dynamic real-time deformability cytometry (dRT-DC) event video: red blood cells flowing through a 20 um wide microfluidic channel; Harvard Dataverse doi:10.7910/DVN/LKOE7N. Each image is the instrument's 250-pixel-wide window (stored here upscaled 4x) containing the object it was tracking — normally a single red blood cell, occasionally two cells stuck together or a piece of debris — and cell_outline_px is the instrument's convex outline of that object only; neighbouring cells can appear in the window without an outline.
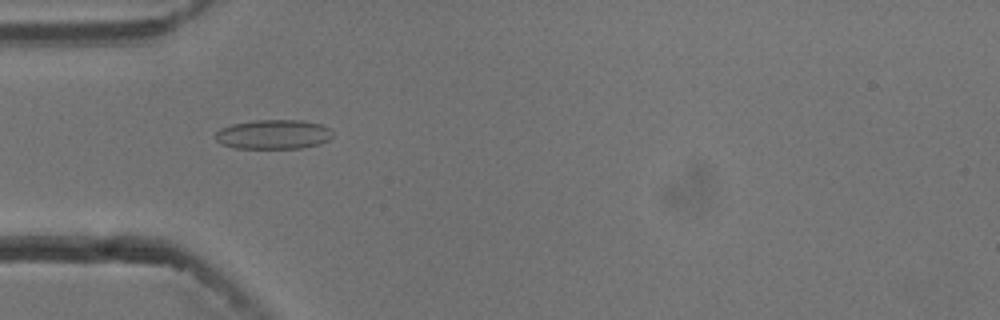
{"species": "common noctule bat (a hibernating species)", "species_latin": "Nyctalus noctula", "temperature_condition": "cold", "stored_images_in_passage": 42, "camera_frame_rate_fps": 3000, "um_per_image_px": 0.085, "animal": {"sex": "male", "body_mass_g": 13.3}, "frame": {"image": 1, "passage_image": 4, "time_ms": 1.0, "image_size_px": [1000, 320], "cell_outline_px": [[332, 136], [328, 140], [320, 144], [300, 148], [236, 148], [224, 144], [216, 140], [212, 136], [220, 128], [232, 124], [256, 120], [300, 120], [320, 124], [328, 128], [332, 132]], "centroid_in_image_um": [23.22, 11.42], "position_along_channel_um": 61.8, "area_um2": 20.06}}
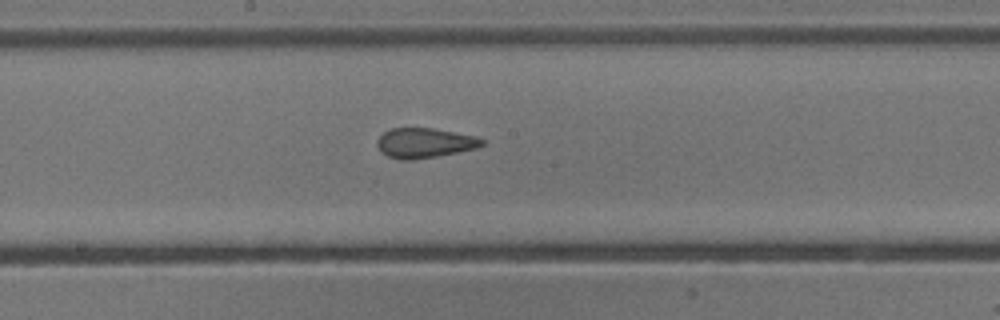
{"frame": {"image": 2, "passage_image": 16, "time_ms": 5.0, "image_size_px": [1000, 320], "cell_outline_px": [[484, 144], [476, 148], [436, 156], [412, 160], [400, 160], [388, 156], [380, 152], [376, 144], [376, 140], [384, 132], [392, 128], [432, 128], [476, 136], [484, 140]], "centroid_in_image_um": [36.05, 12.15], "position_along_channel_um": 212.2, "area_um2": 18.21}}
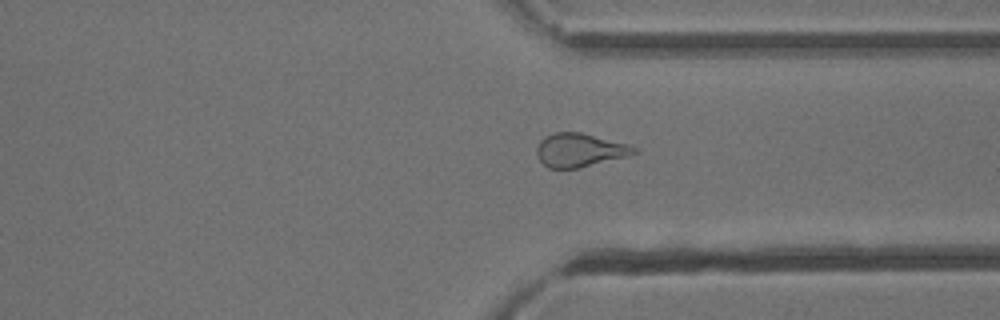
{"frame": {"image": 3, "passage_image": 28, "time_ms": 9.0, "image_size_px": [1000, 320], "cell_outline_px": [[636, 152], [628, 156], [576, 168], [548, 168], [540, 160], [536, 152], [536, 148], [540, 140], [544, 136], [556, 132], [580, 132], [628, 144], [636, 148]], "centroid_in_image_um": [49.24, 12.75], "position_along_channel_um": 362.2, "area_um2": 18.79}, "authors_computed_cell_mechanics": {"area_um2": 19.1607, "velocity_mm_per_s": 3.7603, "shape_relaxation_time_tau1_ms": null, "shape_relaxation_time_tau2_ms": 1.4797, "deformation_change_tau1": null, "deformation_change_tau2": 0.0893}}